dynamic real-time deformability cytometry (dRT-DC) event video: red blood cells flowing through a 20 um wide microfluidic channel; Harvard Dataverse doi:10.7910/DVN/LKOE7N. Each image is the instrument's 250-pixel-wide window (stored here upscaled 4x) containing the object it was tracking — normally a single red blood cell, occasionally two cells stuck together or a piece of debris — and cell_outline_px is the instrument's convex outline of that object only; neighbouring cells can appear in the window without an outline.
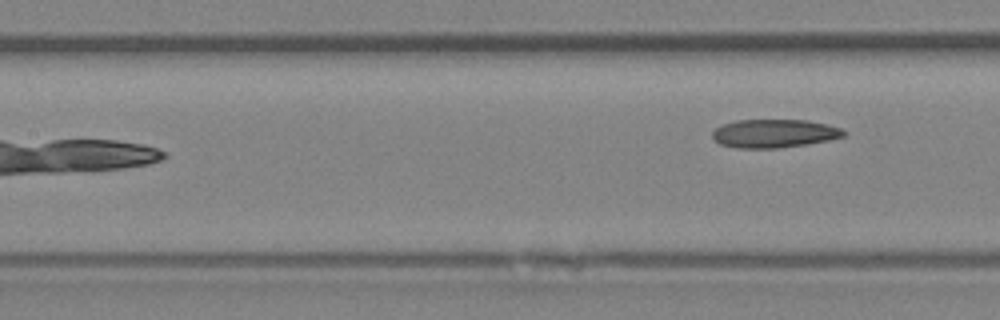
{"species": "Egyptian fruit bat (a non-hibernating species)", "species_latin": "Rousettus aegyptiacus", "temperature_condition": "room temperature", "stored_images_in_passage": 7, "camera_frame_rate_fps": 3000, "um_per_image_px": 0.085, "animal": {"sex": "female"}, "frame": {"image": 1, "passage_image": 7, "time_ms": 7.0, "image_size_px": [1000, 320], "cell_outline_px": [[848, 132], [844, 136], [828, 140], [804, 144], [776, 148], [736, 148], [720, 144], [712, 136], [712, 132], [716, 128], [724, 124], [736, 120], [808, 120], [828, 124], [840, 128]], "centroid_in_image_um": [65.82, 11.34], "position_along_channel_um": 141.6, "area_um2": 21.62}}